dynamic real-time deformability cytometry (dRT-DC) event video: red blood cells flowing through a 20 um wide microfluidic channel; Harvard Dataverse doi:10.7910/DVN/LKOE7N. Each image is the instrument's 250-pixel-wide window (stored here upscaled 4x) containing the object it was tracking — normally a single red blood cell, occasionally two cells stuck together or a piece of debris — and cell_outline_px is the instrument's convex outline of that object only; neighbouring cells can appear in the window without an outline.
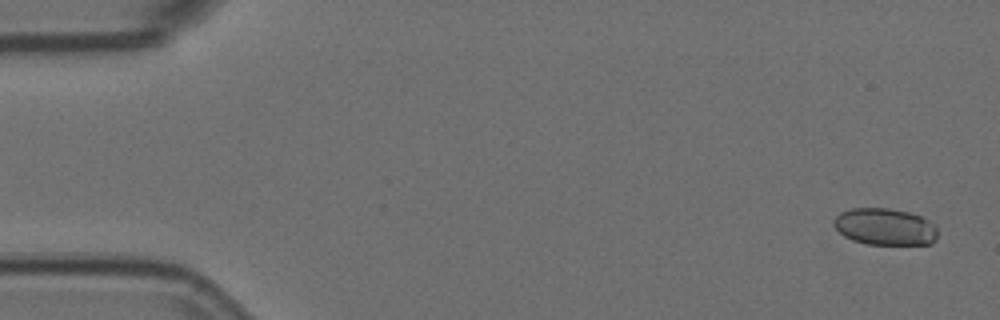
{"species": "Egyptian fruit bat (a non-hibernating species)", "species_latin": "Rousettus aegyptiacus", "temperature_condition": "room temperature", "stored_images_in_passage": 4, "camera_frame_rate_fps": 3000, "um_per_image_px": 0.085, "animal": {"sex": "female"}, "frame": {"image": 1, "passage_image": 1, "time_ms": 0.0, "image_size_px": [1000, 320], "cell_outline_px": [[936, 240], [932, 244], [868, 244], [852, 240], [844, 236], [832, 224], [832, 220], [840, 212], [852, 208], [888, 208], [908, 212], [920, 216], [936, 224]], "centroid_in_image_um": [75.21, 19.27], "position_along_channel_um": 9.8, "area_um2": 22.37}}